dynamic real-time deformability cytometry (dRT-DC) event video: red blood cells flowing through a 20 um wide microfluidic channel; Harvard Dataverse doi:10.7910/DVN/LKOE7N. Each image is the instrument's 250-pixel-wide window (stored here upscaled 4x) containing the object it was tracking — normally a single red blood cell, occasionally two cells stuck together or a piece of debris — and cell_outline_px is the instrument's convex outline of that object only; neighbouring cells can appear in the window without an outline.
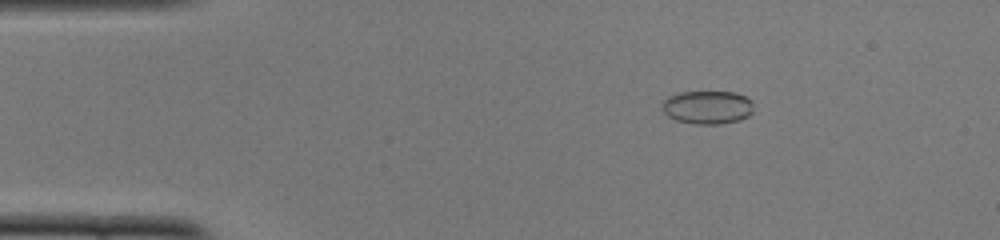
{"species": "common noctule bat (a hibernating species)", "species_latin": "Nyctalus noctula", "temperature_condition": "cold", "stored_images_in_passage": 53, "camera_frame_rate_fps": 3000, "um_per_image_px": 0.085, "animal": {"sex": "female", "body_mass_g": 22.0, "forearm_length_mm": 56.7}, "frame": {"image": 1, "passage_image": 9, "time_ms": 2.667, "image_size_px": [1000, 240], "cell_outline_px": [[752, 112], [748, 116], [740, 120], [720, 124], [692, 124], [676, 120], [668, 116], [660, 108], [660, 104], [668, 96], [680, 92], [736, 92], [752, 100]], "centroid_in_image_um": [60.1, 9.12], "position_along_channel_um": 24.9, "area_um2": 17.98}}
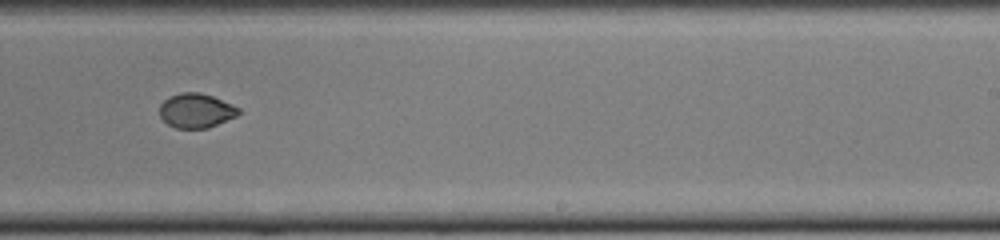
{"frame": {"image": 2, "passage_image": 33, "time_ms": 10.667, "image_size_px": [1000, 240], "cell_outline_px": [[240, 112], [236, 116], [208, 128], [176, 128], [168, 124], [160, 116], [160, 104], [168, 96], [180, 92], [200, 92], [212, 96], [232, 104], [240, 108]], "centroid_in_image_um": [16.66, 9.39], "position_along_channel_um": 272.3, "area_um2": 15.84}}
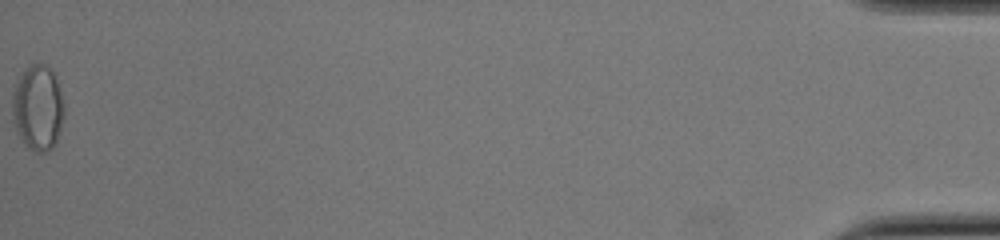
{"frame": {"image": 3, "passage_image": 53, "time_ms": 17.333, "image_size_px": [1000, 240], "cell_outline_px": [[64, 116], [60, 132], [56, 144], [48, 152], [36, 152], [28, 148], [24, 144], [16, 132], [12, 120], [12, 92], [16, 80], [32, 64], [44, 64], [56, 76], [64, 104]], "centroid_in_image_um": [3.21, 9.21], "position_along_channel_um": 432.0, "area_um2": 26.18}, "authors_computed_cell_mechanics": {"area_um2": 17.34, "velocity_mm_per_s": 3.875, "shape_relaxation_time_tau1_ms": null, "shape_relaxation_time_tau2_ms": 1.0638, "deformation_change_tau1": null, "deformation_change_tau2": 0.0289}}